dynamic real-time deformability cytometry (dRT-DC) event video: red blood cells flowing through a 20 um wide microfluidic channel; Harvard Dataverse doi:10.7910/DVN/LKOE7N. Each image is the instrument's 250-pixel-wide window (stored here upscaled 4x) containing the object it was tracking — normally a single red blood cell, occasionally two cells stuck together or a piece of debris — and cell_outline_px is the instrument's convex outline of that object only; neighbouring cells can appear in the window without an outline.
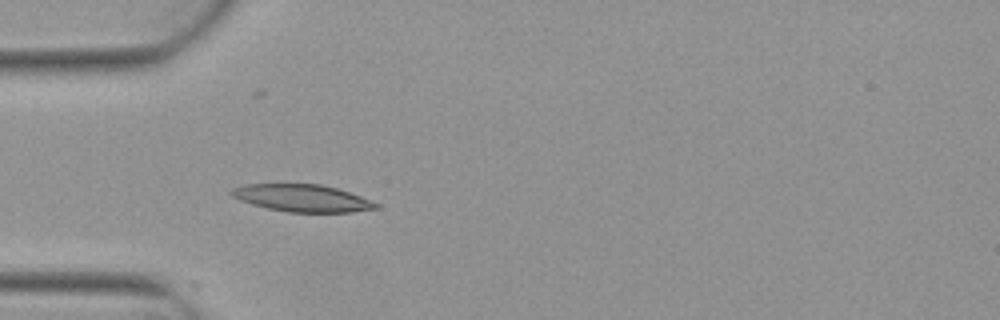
{"species": "Egyptian fruit bat (a non-hibernating species)", "species_latin": "Rousettus aegyptiacus", "temperature_condition": "warm", "stored_images_in_passage": 4, "camera_frame_rate_fps": 3000, "um_per_image_px": 0.085, "animal": {"sex": "female"}, "frame": {"image": 1, "passage_image": 4, "time_ms": 1.0, "image_size_px": [1000, 320], "cell_outline_px": [[380, 208], [352, 212], [288, 212], [268, 208], [252, 204], [240, 200], [232, 196], [228, 192], [232, 188], [244, 184], [320, 184], [336, 188], [360, 196], [380, 204]], "centroid_in_image_um": [25.68, 16.84], "position_along_channel_um": 59.3, "area_um2": 22.89}}